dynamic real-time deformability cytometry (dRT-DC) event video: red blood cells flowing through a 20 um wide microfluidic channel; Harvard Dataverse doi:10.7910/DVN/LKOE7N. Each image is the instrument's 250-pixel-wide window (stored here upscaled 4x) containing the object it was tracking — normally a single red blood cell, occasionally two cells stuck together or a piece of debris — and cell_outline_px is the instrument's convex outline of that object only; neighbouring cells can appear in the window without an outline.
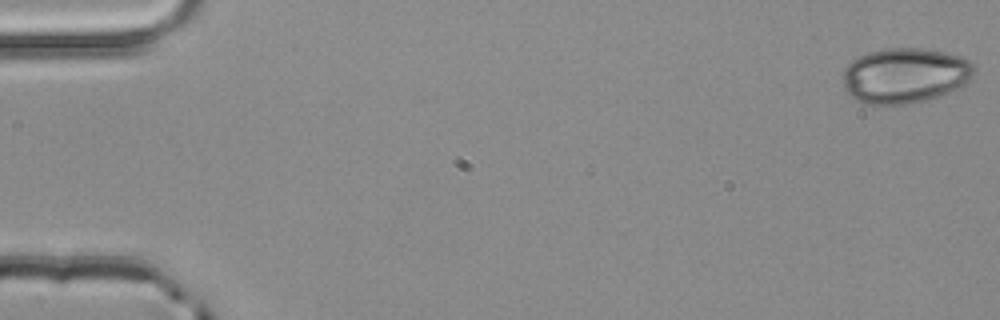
{"species": "common noctule bat (a hibernating species)", "species_latin": "Nyctalus noctula", "temperature_condition": "room temperature", "stored_images_in_passage": 4, "segment_of_instrument_passage": [1, 2], "camera_frame_rate_fps": 3000, "um_per_image_px": 0.085, "animal": {"sex": "male", "body_mass_g": 20.4}, "frame": {"image": 1, "passage_image": 1, "time_ms": 0.0, "image_size_px": [1000, 320], "cell_outline_px": [[972, 76], [964, 84], [948, 92], [924, 100], [908, 104], [864, 104], [856, 100], [844, 88], [844, 68], [852, 60], [868, 52], [884, 48], [920, 48], [944, 52], [960, 56], [968, 60], [972, 64]], "centroid_in_image_um": [76.88, 6.41], "position_along_channel_um": 8.1, "area_um2": 41.85}}